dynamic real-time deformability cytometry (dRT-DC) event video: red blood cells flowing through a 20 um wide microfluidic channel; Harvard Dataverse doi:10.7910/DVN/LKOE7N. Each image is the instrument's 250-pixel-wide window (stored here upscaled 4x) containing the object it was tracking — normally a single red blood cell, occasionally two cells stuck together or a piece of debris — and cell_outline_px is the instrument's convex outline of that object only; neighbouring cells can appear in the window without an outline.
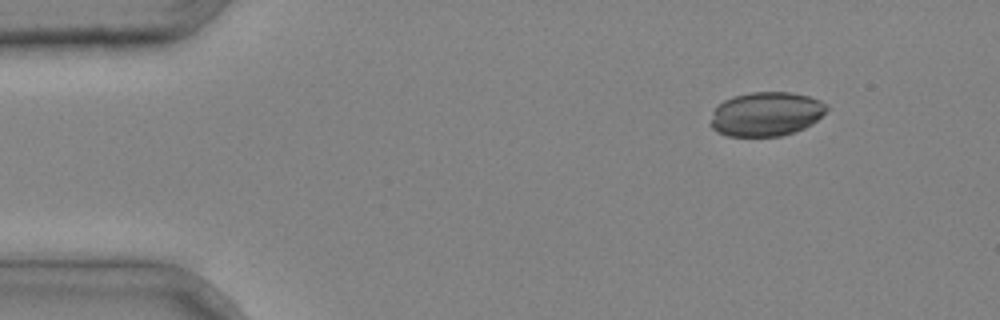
{"species": "common noctule bat (a hibernating species)", "species_latin": "Nyctalus noctula", "temperature_condition": "cold", "stored_images_in_passage": 35, "camera_frame_rate_fps": 3000, "um_per_image_px": 0.085, "animal": {"sex": "male", "body_mass_g": 20.4}, "frame": {"image": 1, "passage_image": 1, "time_ms": 0.0, "image_size_px": [1000, 320], "cell_outline_px": [[828, 108], [812, 124], [804, 128], [780, 136], [728, 136], [716, 132], [708, 124], [712, 112], [716, 104], [732, 96], [752, 92], [788, 92], [808, 96], [820, 100]], "centroid_in_image_um": [65.04, 9.69], "position_along_channel_um": 20.0, "area_um2": 30.0}}
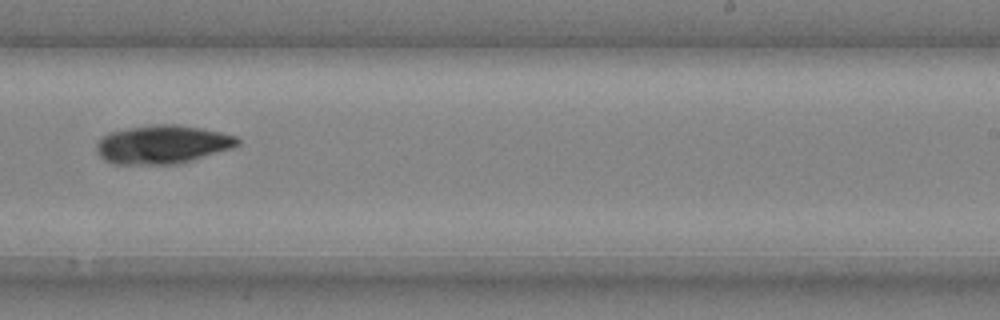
{"frame": {"image": 2, "passage_image": 23, "time_ms": 7.333, "image_size_px": [1000, 320], "cell_outline_px": [[240, 144], [232, 148], [180, 164], [112, 164], [104, 160], [100, 156], [96, 148], [96, 144], [100, 136], [108, 132], [128, 128], [156, 124], [176, 124], [200, 128], [220, 132], [236, 136], [240, 140]], "centroid_in_image_um": [13.78, 12.28], "position_along_channel_um": 275.2, "area_um2": 31.85}}
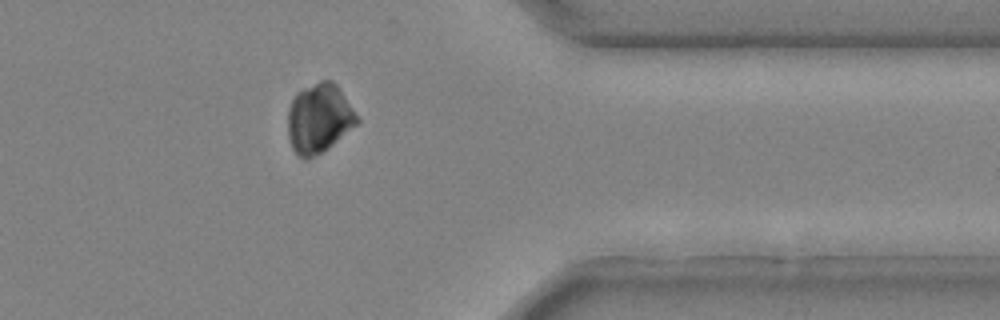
{"frame": {"image": 3, "passage_image": 31, "time_ms": 10.0, "image_size_px": [1000, 320], "cell_outline_px": [[360, 120], [356, 124], [328, 148], [308, 160], [304, 160], [292, 148], [288, 136], [288, 108], [296, 92], [320, 80], [332, 80], [336, 84]], "centroid_in_image_um": [27.09, 10.06], "position_along_channel_um": 384.3, "area_um2": 27.69}}